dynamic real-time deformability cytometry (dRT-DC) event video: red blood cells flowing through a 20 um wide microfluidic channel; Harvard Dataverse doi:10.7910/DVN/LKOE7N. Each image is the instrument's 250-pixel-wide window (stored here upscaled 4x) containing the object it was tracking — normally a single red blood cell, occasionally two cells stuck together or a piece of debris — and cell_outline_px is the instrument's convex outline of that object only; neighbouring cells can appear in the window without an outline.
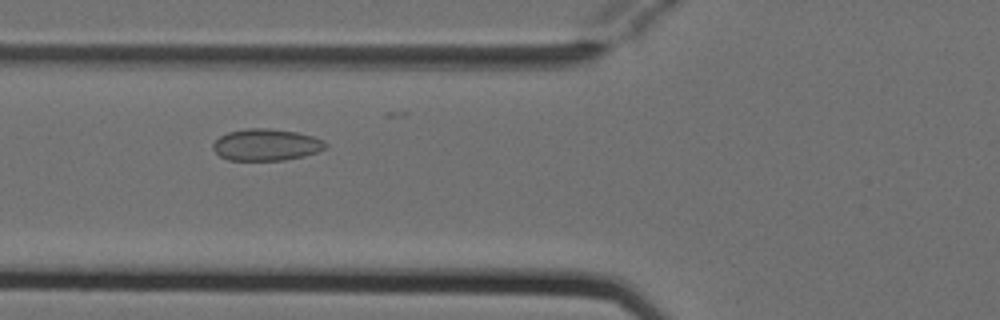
{"species": "Egyptian fruit bat (a non-hibernating species)", "species_latin": "Rousettus aegyptiacus", "temperature_condition": "cold", "stored_images_in_passage": 7, "camera_frame_rate_fps": 3000, "um_per_image_px": 0.085, "animal": {"sex": "female"}, "frame": {"image": 1, "passage_image": 5, "time_ms": 1.333, "image_size_px": [1000, 320], "cell_outline_px": [[328, 148], [304, 156], [284, 160], [228, 160], [220, 156], [212, 148], [212, 144], [220, 136], [228, 132], [248, 128], [268, 128], [296, 132], [312, 136], [324, 140], [328, 144]], "centroid_in_image_um": [22.64, 12.3], "position_along_channel_um": 103.2, "area_um2": 20.87}}
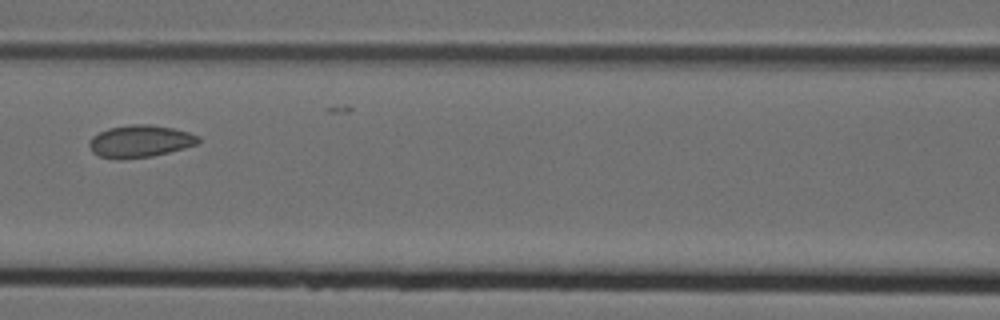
{"frame": {"image": 2, "passage_image": 6, "time_ms": 1.667, "image_size_px": [1000, 320], "cell_outline_px": [[200, 140], [196, 144], [184, 148], [152, 156], [100, 156], [92, 152], [88, 144], [92, 136], [108, 128], [132, 124], [148, 124], [172, 128], [188, 132], [200, 136]], "centroid_in_image_um": [11.94, 11.96], "position_along_channel_um": 154.7, "area_um2": 19.71}}
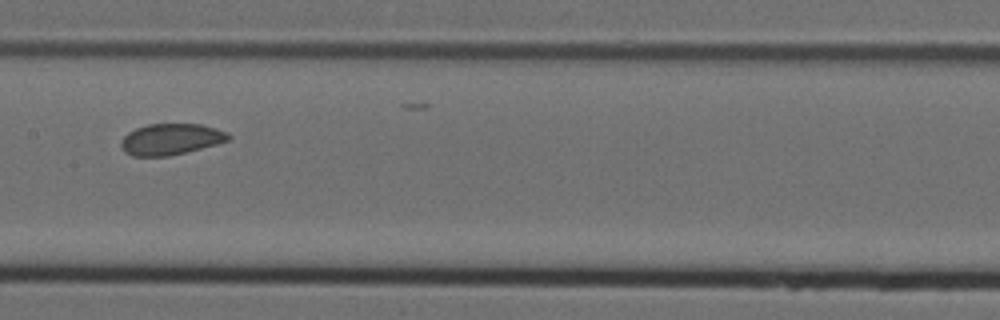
{"frame": {"image": 3, "passage_image": 7, "time_ms": 2.0, "image_size_px": [1000, 320], "cell_outline_px": [[232, 136], [228, 140], [216, 144], [168, 156], [132, 156], [124, 152], [120, 144], [120, 140], [128, 132], [136, 128], [148, 124], [200, 124], [216, 128], [228, 132]], "centroid_in_image_um": [14.5, 11.83], "position_along_channel_um": 192.9, "area_um2": 19.48}}